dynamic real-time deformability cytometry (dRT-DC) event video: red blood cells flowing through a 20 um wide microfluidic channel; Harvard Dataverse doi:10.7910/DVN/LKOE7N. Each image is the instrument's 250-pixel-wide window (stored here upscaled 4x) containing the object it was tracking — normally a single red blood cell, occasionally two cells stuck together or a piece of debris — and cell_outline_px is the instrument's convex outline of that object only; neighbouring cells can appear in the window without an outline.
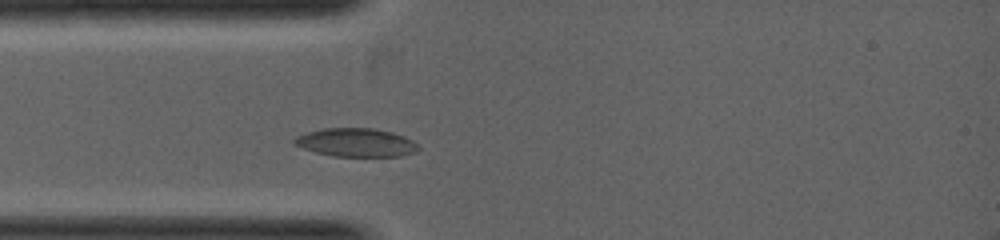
{"species": "common noctule bat (a hibernating species)", "species_latin": "Nyctalus noctula", "temperature_condition": "warm", "stored_images_in_passage": 2, "camera_frame_rate_fps": 5000, "um_per_image_px": 0.085, "animal": {"sex": "female", "body_mass_g": 19.0, "forearm_length_mm": 53.3}, "frame": {"image": 1, "passage_image": 2, "time_ms": 0.6, "image_size_px": [1000, 240], "cell_outline_px": [[420, 148], [412, 152], [400, 156], [332, 156], [316, 152], [292, 144], [292, 140], [296, 136], [308, 132], [324, 128], [372, 128], [392, 132], [404, 136], [412, 140]], "centroid_in_image_um": [30.23, 12.11], "position_along_channel_um": 54.8, "area_um2": 20.4}}